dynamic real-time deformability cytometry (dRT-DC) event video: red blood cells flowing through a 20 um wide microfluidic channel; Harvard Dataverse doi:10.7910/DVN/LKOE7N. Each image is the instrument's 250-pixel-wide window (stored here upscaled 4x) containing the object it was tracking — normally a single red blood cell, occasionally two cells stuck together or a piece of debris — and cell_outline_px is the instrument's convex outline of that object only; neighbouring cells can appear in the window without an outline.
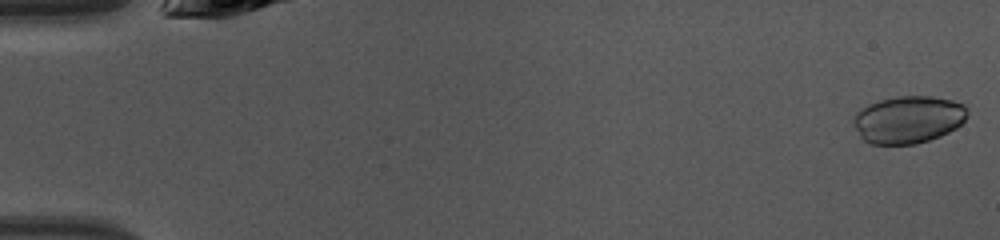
{"species": "common noctule bat (a hibernating species)", "species_latin": "Nyctalus noctula", "temperature_condition": "warm", "stored_images_in_passage": 14, "camera_frame_rate_fps": 3000, "um_per_image_px": 0.085, "animal": {"sex": "female", "body_mass_g": 10.0, "forearm_length_mm": 53.1}, "frame": {"image": 1, "passage_image": 1, "time_ms": 0.0, "image_size_px": [1000, 240], "cell_outline_px": [[968, 112], [964, 120], [956, 128], [940, 136], [916, 144], [872, 144], [864, 140], [860, 136], [852, 124], [852, 120], [856, 112], [860, 108], [868, 104], [880, 100], [900, 96], [928, 96], [952, 100], [964, 104], [968, 108]], "centroid_in_image_um": [77.18, 10.16], "position_along_channel_um": 7.8, "area_um2": 31.56}}
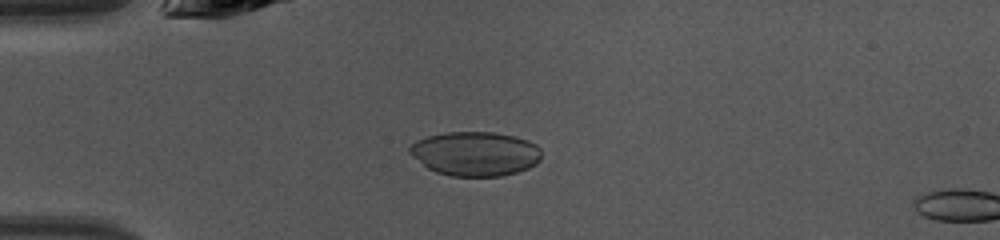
{"frame": {"image": 2, "passage_image": 12, "time_ms": 3.667, "image_size_px": [1000, 240], "cell_outline_px": [[540, 160], [536, 164], [528, 168], [516, 172], [500, 176], [452, 176], [436, 172], [428, 168], [412, 156], [408, 152], [408, 148], [416, 140], [428, 136], [448, 132], [496, 132], [516, 136], [528, 140], [536, 144], [540, 148]], "centroid_in_image_um": [40.4, 13.06], "position_along_channel_um": 44.6, "area_um2": 34.1}}